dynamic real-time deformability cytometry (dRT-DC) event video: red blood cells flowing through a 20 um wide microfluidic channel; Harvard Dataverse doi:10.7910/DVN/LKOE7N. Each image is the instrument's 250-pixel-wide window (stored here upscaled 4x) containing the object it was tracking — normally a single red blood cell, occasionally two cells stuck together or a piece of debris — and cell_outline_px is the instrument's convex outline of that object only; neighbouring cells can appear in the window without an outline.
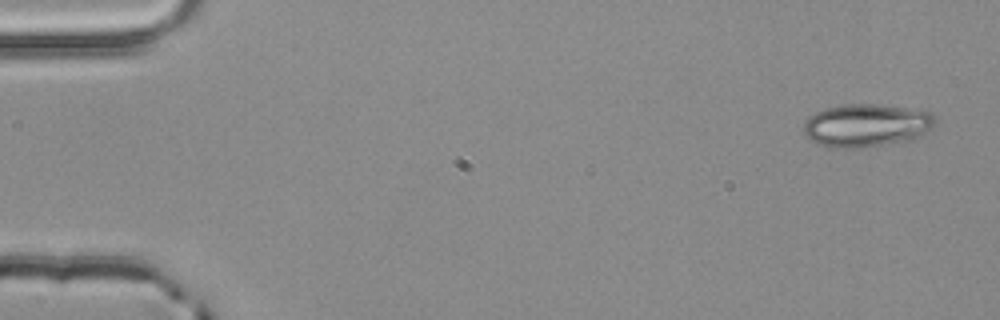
{"species": "common noctule bat (a hibernating species)", "species_latin": "Nyctalus noctula", "temperature_condition": "room temperature", "stored_images_in_passage": 3, "camera_frame_rate_fps": 3000, "um_per_image_px": 0.085, "animal": {"sex": "male", "body_mass_g": 20.4}, "frame": {"image": 1, "passage_image": 1, "time_ms": 0.0, "image_size_px": [1000, 320], "cell_outline_px": [[936, 124], [932, 128], [920, 136], [912, 140], [860, 148], [828, 148], [812, 140], [804, 132], [804, 120], [808, 116], [824, 108], [848, 104], [876, 104], [932, 112], [936, 116]], "centroid_in_image_um": [73.66, 10.66], "position_along_channel_um": 11.3, "area_um2": 33.12}}